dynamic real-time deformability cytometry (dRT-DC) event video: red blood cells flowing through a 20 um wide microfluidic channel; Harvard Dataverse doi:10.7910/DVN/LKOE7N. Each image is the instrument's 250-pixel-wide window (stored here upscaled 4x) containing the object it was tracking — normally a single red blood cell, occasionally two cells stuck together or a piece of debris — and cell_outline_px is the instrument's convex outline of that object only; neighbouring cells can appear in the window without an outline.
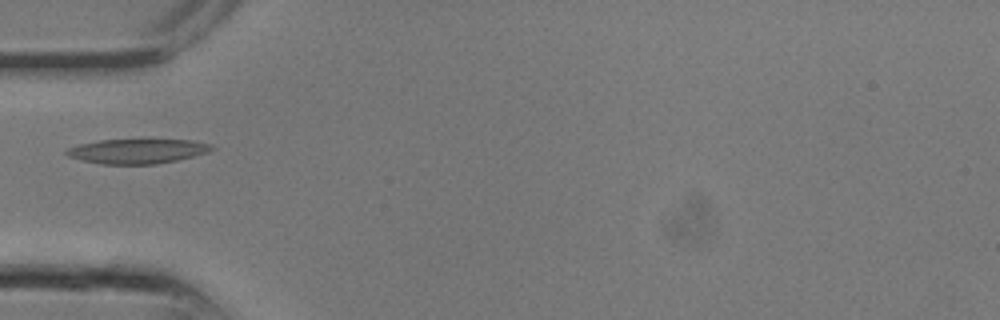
{"species": "common noctule bat (a hibernating species)", "species_latin": "Nyctalus noctula", "temperature_condition": "room temperature", "stored_images_in_passage": 5, "camera_frame_rate_fps": 3000, "um_per_image_px": 0.085, "animal": {"sex": "male", "body_mass_g": 13.3}, "frame": {"image": 1, "passage_image": 1, "time_ms": 0.0, "image_size_px": [1000, 320], "cell_outline_px": [[216, 148], [208, 152], [176, 160], [156, 164], [100, 164], [68, 156], [64, 152], [68, 148], [80, 144], [100, 140], [192, 140], [212, 144]], "centroid_in_image_um": [11.69, 12.85], "position_along_channel_um": 73.3, "area_um2": 20.63}}
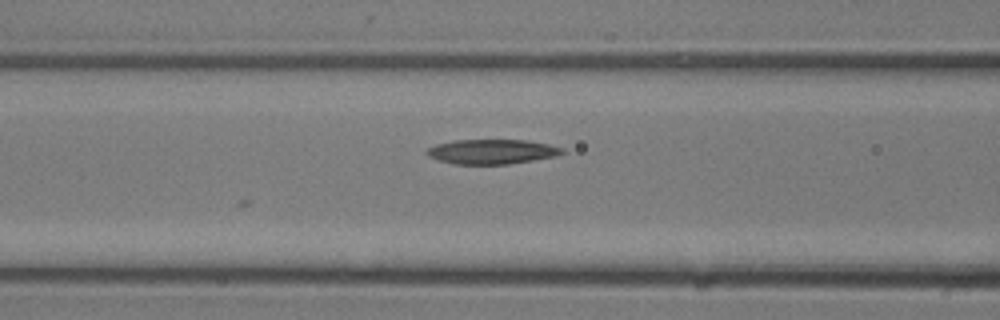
{"frame": {"image": 2, "passage_image": 3, "time_ms": 0.667, "image_size_px": [1000, 320], "cell_outline_px": [[564, 152], [556, 156], [508, 164], [452, 164], [428, 156], [424, 152], [428, 148], [436, 144], [456, 140], [528, 140], [548, 144], [564, 148]], "centroid_in_image_um": [41.8, 12.88], "position_along_channel_um": 124.8, "area_um2": 19.42}}
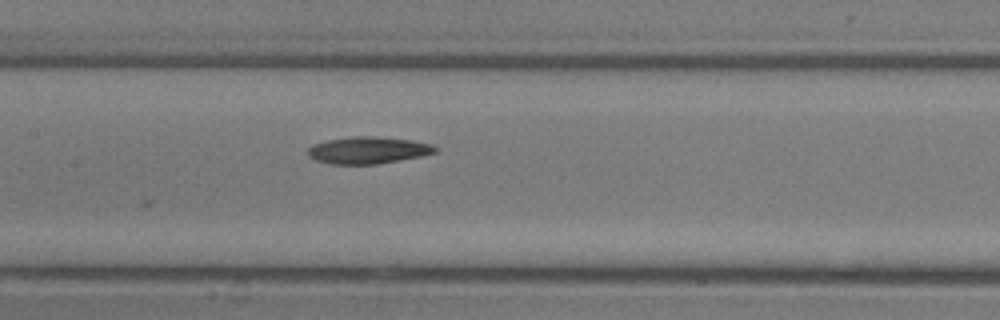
{"frame": {"image": 3, "passage_image": 5, "time_ms": 1.333, "image_size_px": [1000, 320], "cell_outline_px": [[440, 148], [436, 152], [420, 156], [400, 160], [376, 164], [328, 164], [316, 160], [308, 156], [308, 148], [312, 144], [328, 140], [352, 136], [376, 136], [412, 140], [432, 144]], "centroid_in_image_um": [31.29, 12.76], "position_along_channel_um": 176.1, "area_um2": 20.11}}